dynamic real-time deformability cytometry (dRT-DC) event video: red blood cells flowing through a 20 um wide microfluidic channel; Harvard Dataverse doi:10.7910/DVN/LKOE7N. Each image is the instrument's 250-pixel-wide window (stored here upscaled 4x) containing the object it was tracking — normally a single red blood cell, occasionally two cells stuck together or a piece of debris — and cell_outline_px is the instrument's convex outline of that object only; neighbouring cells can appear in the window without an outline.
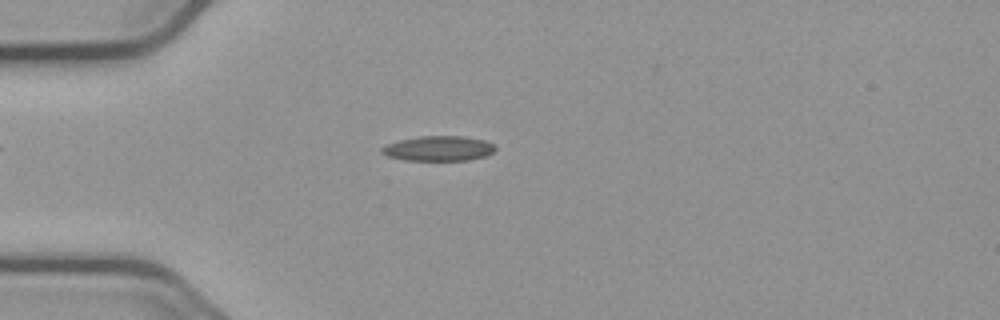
{"species": "common noctule bat (a hibernating species)", "species_latin": "Nyctalus noctula", "temperature_condition": "cold", "stored_images_in_passage": 53, "camera_frame_rate_fps": 3000, "um_per_image_px": 0.085, "animal": {"sex": "male", "body_mass_g": 23.1, "forearm_length_mm": 52.7}, "frame": {"image": 1, "passage_image": 13, "time_ms": 4.0, "image_size_px": [1000, 320], "cell_outline_px": [[496, 148], [492, 152], [484, 156], [468, 160], [404, 160], [388, 156], [380, 152], [380, 148], [384, 144], [400, 140], [420, 136], [464, 136], [484, 140], [492, 144]], "centroid_in_image_um": [37.22, 12.61], "position_along_channel_um": 47.8, "area_um2": 16.47}}
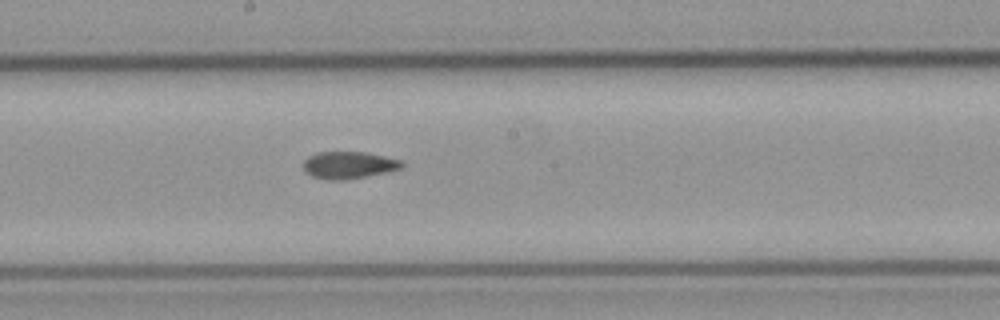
{"frame": {"image": 2, "passage_image": 28, "time_ms": 9.0, "image_size_px": [1000, 320], "cell_outline_px": [[404, 164], [400, 168], [384, 172], [344, 180], [328, 180], [312, 176], [304, 172], [304, 160], [308, 156], [316, 152], [364, 152], [404, 160]], "centroid_in_image_um": [29.61, 14.02], "position_along_channel_um": 218.6, "area_um2": 15.49}}
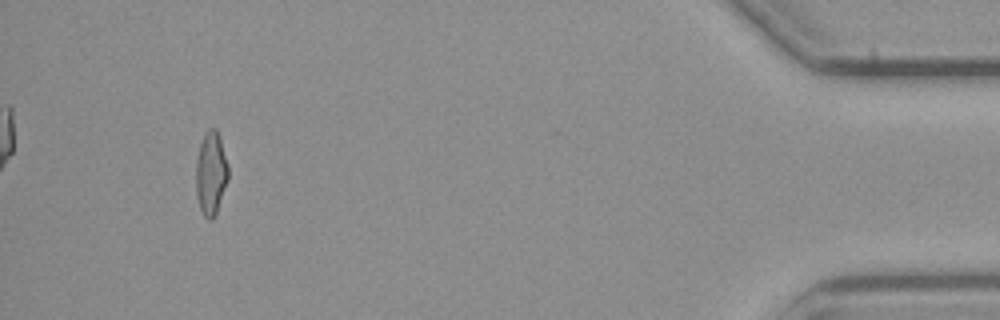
{"frame": {"image": 3, "passage_image": 50, "time_ms": 16.333, "image_size_px": [1000, 320], "cell_outline_px": [[228, 180], [216, 212], [212, 220], [208, 220], [204, 216], [200, 208], [196, 192], [196, 160], [200, 144], [204, 132], [208, 128], [216, 128], [220, 136], [228, 164]], "centroid_in_image_um": [17.93, 14.68], "position_along_channel_um": 417.3, "area_um2": 15.78}, "authors_computed_cell_mechanics": {"area_um2": 15.8372, "velocity_mm_per_s": 3.7138, "shape_relaxation_time_tau1_ms": null, "shape_relaxation_time_tau2_ms": 3.1598, "deformation_change_tau1": null, "deformation_change_tau2": 0.0832}}